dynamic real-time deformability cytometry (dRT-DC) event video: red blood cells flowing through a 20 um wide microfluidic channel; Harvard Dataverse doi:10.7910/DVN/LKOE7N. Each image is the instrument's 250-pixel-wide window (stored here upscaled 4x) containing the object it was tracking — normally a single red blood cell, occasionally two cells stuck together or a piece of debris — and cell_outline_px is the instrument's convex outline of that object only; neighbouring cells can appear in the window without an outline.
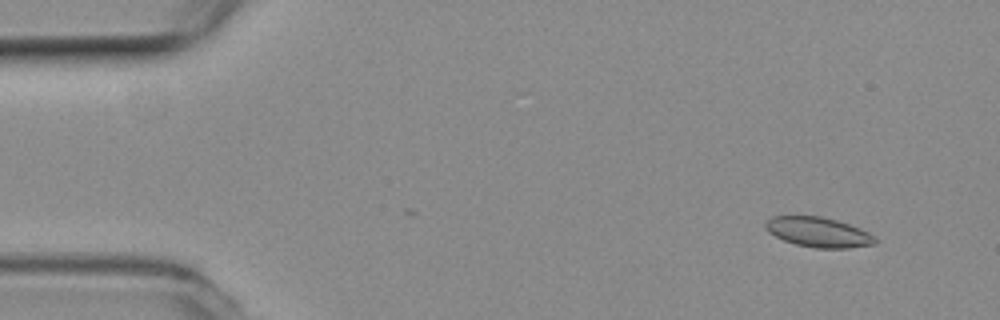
{"species": "common noctule bat (a hibernating species)", "species_latin": "Nyctalus noctula", "temperature_condition": "room temperature", "stored_images_in_passage": 43, "camera_frame_rate_fps": 3000, "um_per_image_px": 0.085, "animal": {"sex": "female", "body_mass_g": 19.3, "forearm_length_mm": 54.1}, "frame": {"image": 1, "passage_image": 1, "time_ms": 0.0, "image_size_px": [1000, 320], "cell_outline_px": [[876, 244], [848, 248], [816, 248], [796, 244], [784, 240], [768, 232], [764, 228], [764, 220], [772, 216], [820, 216], [836, 220], [860, 228], [876, 236]], "centroid_in_image_um": [69.54, 19.73], "position_along_channel_um": 15.5, "area_um2": 19.19}}
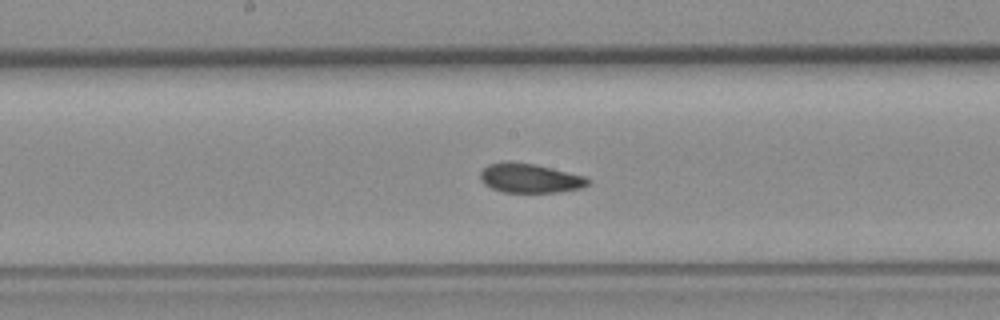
{"frame": {"image": 2, "passage_image": 24, "time_ms": 7.667, "image_size_px": [1000, 320], "cell_outline_px": [[592, 180], [588, 184], [580, 188], [556, 192], [504, 192], [492, 188], [484, 184], [480, 180], [480, 172], [488, 164], [508, 160], [512, 160], [552, 168], [588, 176]], "centroid_in_image_um": [45.04, 15.13], "position_along_channel_um": 203.2, "area_um2": 18.55}}
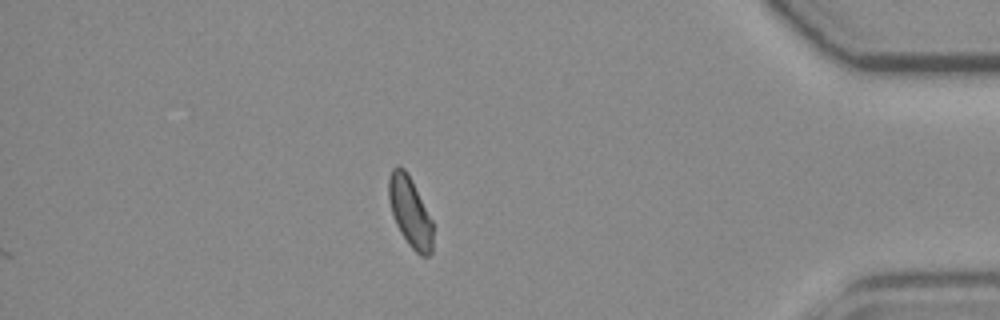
{"frame": {"image": 3, "passage_image": 43, "time_ms": 14.0, "image_size_px": [1000, 320], "cell_outline_px": [[432, 252], [428, 256], [420, 256], [408, 244], [400, 232], [396, 224], [388, 200], [388, 176], [392, 168], [404, 168], [412, 180], [432, 220]], "centroid_in_image_um": [34.84, 18.02], "position_along_channel_um": 400.4, "area_um2": 17.92}, "authors_computed_cell_mechanics": {"area_um2": 18.9584, "velocity_mm_per_s": 3.8021, "shape_relaxation_time_tau1_ms": null, "shape_relaxation_time_tau2_ms": 4.5406, "deformation_change_tau1": null, "deformation_change_tau2": 0.0652}}